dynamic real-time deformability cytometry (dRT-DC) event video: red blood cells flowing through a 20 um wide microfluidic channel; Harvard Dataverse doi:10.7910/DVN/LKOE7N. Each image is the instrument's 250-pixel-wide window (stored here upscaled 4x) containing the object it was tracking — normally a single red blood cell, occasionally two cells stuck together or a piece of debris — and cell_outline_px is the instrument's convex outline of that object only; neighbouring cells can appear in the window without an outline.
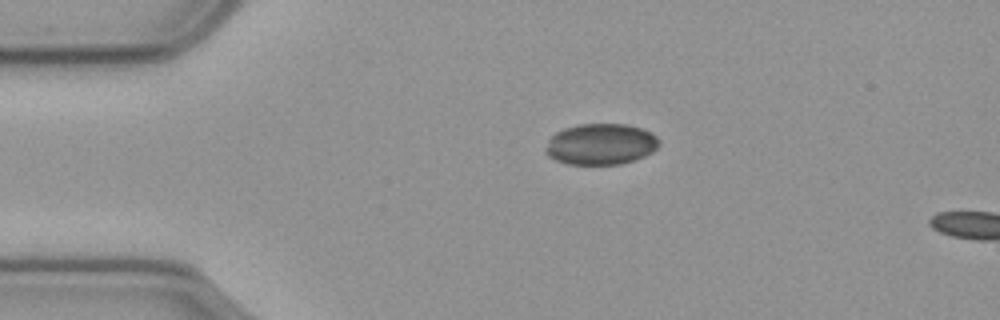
{"species": "common noctule bat (a hibernating species)", "species_latin": "Nyctalus noctula", "temperature_condition": "cold", "stored_images_in_passage": 4, "camera_frame_rate_fps": 3000, "um_per_image_px": 0.085, "animal": {"sex": "male", "body_mass_g": 23.1, "forearm_length_mm": 52.7}, "frame": {"image": 1, "passage_image": 1, "time_ms": 0.0, "image_size_px": [1000, 320], "cell_outline_px": [[660, 144], [652, 152], [644, 156], [620, 164], [568, 164], [556, 160], [548, 156], [544, 152], [544, 148], [548, 140], [556, 132], [564, 128], [580, 124], [624, 124], [640, 128], [656, 136], [660, 140]], "centroid_in_image_um": [51.03, 12.25], "position_along_channel_um": 34.0, "area_um2": 27.11}}